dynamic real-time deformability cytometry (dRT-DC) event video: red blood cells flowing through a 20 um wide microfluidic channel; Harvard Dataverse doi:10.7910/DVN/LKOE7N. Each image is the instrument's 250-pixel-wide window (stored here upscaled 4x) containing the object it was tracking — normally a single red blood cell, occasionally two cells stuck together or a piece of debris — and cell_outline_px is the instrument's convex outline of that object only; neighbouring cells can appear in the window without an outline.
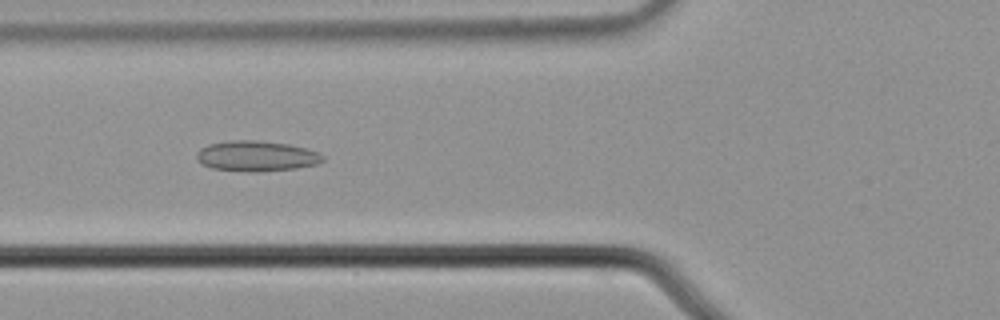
{"species": "common noctule bat (a hibernating species)", "species_latin": "Nyctalus noctula", "temperature_condition": "cold", "stored_images_in_passage": 56, "camera_frame_rate_fps": 3000, "um_per_image_px": 0.085, "animal": {"sex": "male", "body_mass_g": 21.5, "forearm_length_mm": 52.0}, "frame": {"image": 1, "passage_image": 21, "time_ms": 6.667, "image_size_px": [1000, 320], "cell_outline_px": [[324, 160], [316, 164], [296, 168], [260, 172], [248, 172], [212, 168], [200, 164], [196, 160], [196, 152], [200, 148], [208, 144], [232, 140], [256, 140], [288, 144], [320, 152], [324, 156]], "centroid_in_image_um": [21.76, 13.27], "position_along_channel_um": 104.0, "area_um2": 22.6}}
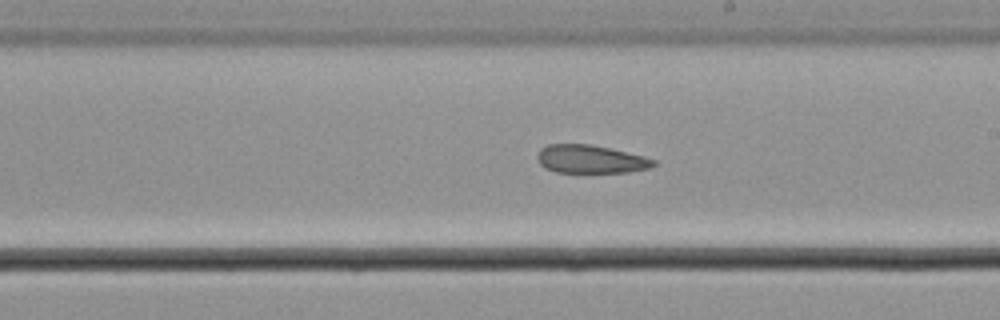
{"frame": {"image": 2, "passage_image": 32, "time_ms": 10.333, "image_size_px": [1000, 320], "cell_outline_px": [[656, 164], [652, 168], [628, 172], [556, 172], [544, 168], [540, 164], [536, 156], [540, 148], [548, 144], [588, 144], [608, 148], [644, 156], [656, 160]], "centroid_in_image_um": [50.19, 13.53], "position_along_channel_um": 238.8, "area_um2": 19.13}}
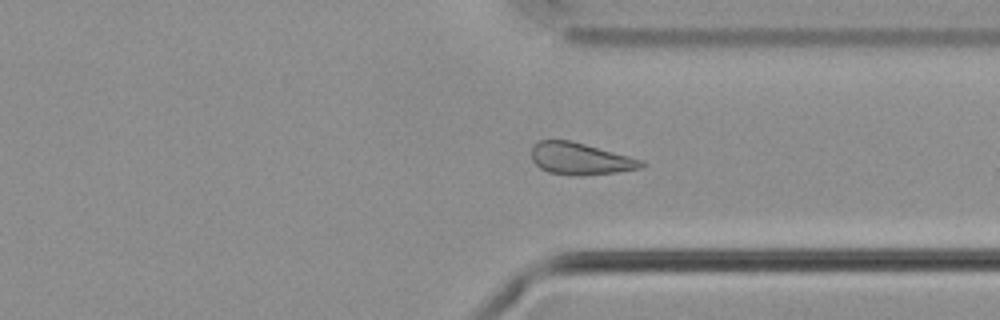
{"frame": {"image": 3, "passage_image": 42, "time_ms": 13.667, "image_size_px": [1000, 320], "cell_outline_px": [[644, 164], [640, 168], [616, 172], [584, 176], [576, 176], [548, 172], [540, 168], [532, 160], [532, 144], [540, 140], [568, 140], [584, 144], [644, 160]], "centroid_in_image_um": [49.29, 13.5], "position_along_channel_um": 362.1, "area_um2": 20.35}}